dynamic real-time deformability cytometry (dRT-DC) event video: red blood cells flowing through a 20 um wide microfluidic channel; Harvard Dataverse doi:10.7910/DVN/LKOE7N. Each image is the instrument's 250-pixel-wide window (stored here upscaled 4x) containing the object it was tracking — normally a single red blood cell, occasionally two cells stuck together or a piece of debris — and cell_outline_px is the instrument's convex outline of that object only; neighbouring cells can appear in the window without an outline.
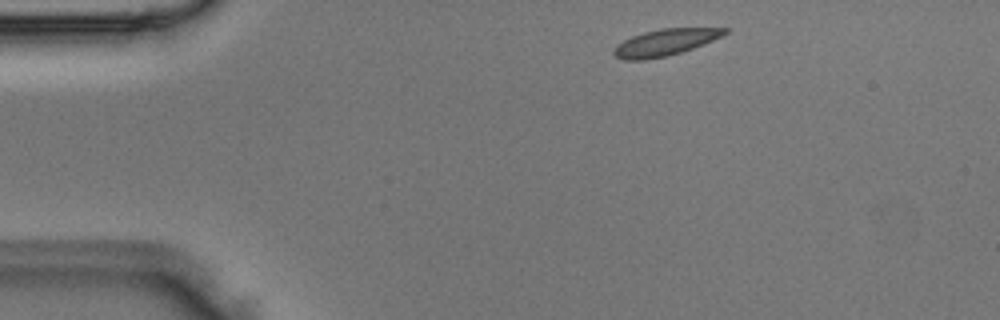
{"species": "Egyptian fruit bat (a non-hibernating species)", "species_latin": "Rousettus aegyptiacus", "temperature_condition": "room temperature", "stored_images_in_passage": 6, "camera_frame_rate_fps": 3000, "um_per_image_px": 0.085, "animal": {"sex": "male"}, "frame": {"image": 1, "passage_image": 1, "time_ms": 0.0, "image_size_px": [1000, 320], "cell_outline_px": [[732, 28], [728, 32], [712, 40], [692, 48], [668, 56], [644, 60], [624, 60], [616, 56], [612, 52], [616, 44], [632, 36], [644, 32], [660, 28]], "centroid_in_image_um": [56.5, 3.6], "position_along_channel_um": 28.5, "area_um2": 17.05}}
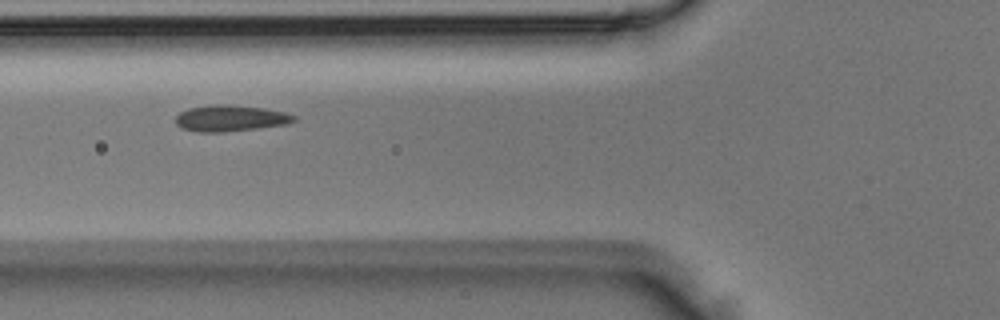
{"frame": {"image": 2, "passage_image": 4, "time_ms": 1.0, "image_size_px": [1000, 320], "cell_outline_px": [[296, 120], [288, 124], [260, 128], [220, 132], [200, 132], [180, 128], [176, 124], [176, 116], [180, 112], [188, 108], [216, 104], [224, 104], [264, 108], [284, 112], [296, 116]], "centroid_in_image_um": [19.58, 10.05], "position_along_channel_um": 106.2, "area_um2": 18.09}}
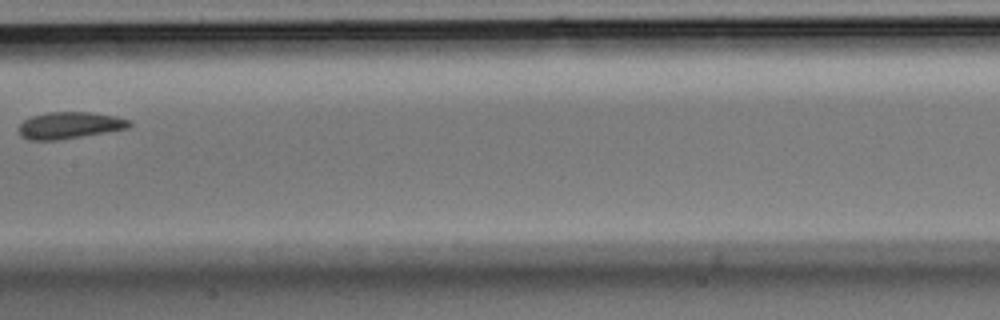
{"frame": {"image": 3, "passage_image": 6, "time_ms": 1.667, "image_size_px": [1000, 320], "cell_outline_px": [[132, 124], [128, 128], [60, 140], [28, 140], [20, 136], [20, 124], [24, 120], [32, 116], [48, 112], [88, 112], [116, 116], [132, 120]], "centroid_in_image_um": [5.93, 10.65], "position_along_channel_um": 201.5, "area_um2": 17.22}}